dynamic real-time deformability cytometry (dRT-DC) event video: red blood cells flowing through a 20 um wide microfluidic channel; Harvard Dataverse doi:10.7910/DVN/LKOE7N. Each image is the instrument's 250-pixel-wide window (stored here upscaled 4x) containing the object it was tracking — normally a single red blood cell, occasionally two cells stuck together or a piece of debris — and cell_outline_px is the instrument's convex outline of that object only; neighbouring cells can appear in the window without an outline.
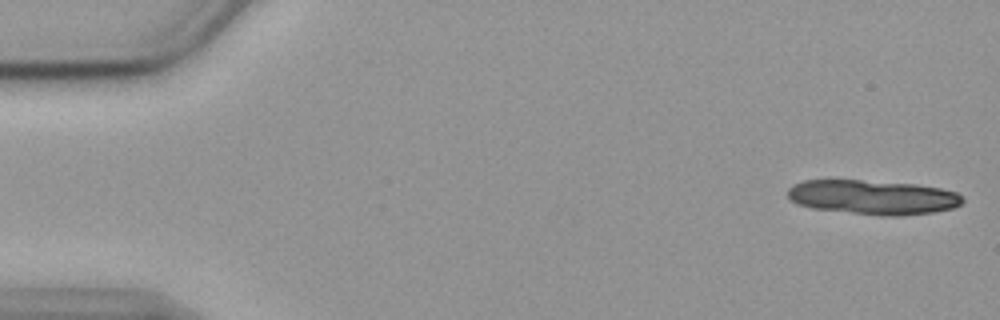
{"species": "common noctule bat (a hibernating species)", "species_latin": "Nyctalus noctula", "temperature_condition": "cold", "stored_images_in_passage": 13, "camera_frame_rate_fps": 3000, "um_per_image_px": 0.085, "animal": {"sex": "female", "body_mass_g": 19.9}, "frame": {"image": 1, "passage_image": 1, "time_ms": 0.0, "image_size_px": [1000, 320], "cell_outline_px": [[964, 200], [960, 204], [952, 208], [932, 212], [900, 216], [880, 216], [812, 208], [796, 204], [788, 196], [788, 188], [792, 184], [804, 180], [860, 180], [916, 184], [940, 188], [956, 192]], "centroid_in_image_um": [74.16, 16.76], "position_along_channel_um": 10.8, "area_um2": 35.14}}